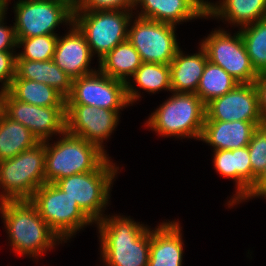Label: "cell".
I'll return each instance as SVG.
<instances>
[{
    "label": "cell",
    "mask_w": 266,
    "mask_h": 266,
    "mask_svg": "<svg viewBox=\"0 0 266 266\" xmlns=\"http://www.w3.org/2000/svg\"><path fill=\"white\" fill-rule=\"evenodd\" d=\"M5 13L0 17V52L1 51H15L17 49V38L15 34L14 25L7 26L4 23L6 19Z\"/></svg>",
    "instance_id": "e575fe53"
},
{
    "label": "cell",
    "mask_w": 266,
    "mask_h": 266,
    "mask_svg": "<svg viewBox=\"0 0 266 266\" xmlns=\"http://www.w3.org/2000/svg\"><path fill=\"white\" fill-rule=\"evenodd\" d=\"M236 193L227 201L228 208L241 203L253 187V172L248 147L234 149Z\"/></svg>",
    "instance_id": "f546056e"
},
{
    "label": "cell",
    "mask_w": 266,
    "mask_h": 266,
    "mask_svg": "<svg viewBox=\"0 0 266 266\" xmlns=\"http://www.w3.org/2000/svg\"><path fill=\"white\" fill-rule=\"evenodd\" d=\"M207 18L221 19L239 29L266 18V0H219L207 7Z\"/></svg>",
    "instance_id": "44dd1931"
},
{
    "label": "cell",
    "mask_w": 266,
    "mask_h": 266,
    "mask_svg": "<svg viewBox=\"0 0 266 266\" xmlns=\"http://www.w3.org/2000/svg\"><path fill=\"white\" fill-rule=\"evenodd\" d=\"M16 38L58 35L54 30L73 24V12L65 5L49 0H18L13 4Z\"/></svg>",
    "instance_id": "8fae6325"
},
{
    "label": "cell",
    "mask_w": 266,
    "mask_h": 266,
    "mask_svg": "<svg viewBox=\"0 0 266 266\" xmlns=\"http://www.w3.org/2000/svg\"><path fill=\"white\" fill-rule=\"evenodd\" d=\"M1 111L27 127L39 142L50 141L52 136L66 132V106H37L19 101L9 91H4Z\"/></svg>",
    "instance_id": "7c38bea8"
},
{
    "label": "cell",
    "mask_w": 266,
    "mask_h": 266,
    "mask_svg": "<svg viewBox=\"0 0 266 266\" xmlns=\"http://www.w3.org/2000/svg\"><path fill=\"white\" fill-rule=\"evenodd\" d=\"M255 197H264V199H266V169L257 179L249 194L241 202H245V200H249Z\"/></svg>",
    "instance_id": "8d00e7d4"
},
{
    "label": "cell",
    "mask_w": 266,
    "mask_h": 266,
    "mask_svg": "<svg viewBox=\"0 0 266 266\" xmlns=\"http://www.w3.org/2000/svg\"><path fill=\"white\" fill-rule=\"evenodd\" d=\"M204 121L264 122L254 83L238 84L230 92L205 105Z\"/></svg>",
    "instance_id": "9a60e30c"
},
{
    "label": "cell",
    "mask_w": 266,
    "mask_h": 266,
    "mask_svg": "<svg viewBox=\"0 0 266 266\" xmlns=\"http://www.w3.org/2000/svg\"><path fill=\"white\" fill-rule=\"evenodd\" d=\"M133 18L129 22L127 40L137 50L141 61L169 65L180 49L176 25Z\"/></svg>",
    "instance_id": "9c48e42d"
},
{
    "label": "cell",
    "mask_w": 266,
    "mask_h": 266,
    "mask_svg": "<svg viewBox=\"0 0 266 266\" xmlns=\"http://www.w3.org/2000/svg\"><path fill=\"white\" fill-rule=\"evenodd\" d=\"M98 68L103 74L127 82L142 61L137 50L126 40L115 46L98 61Z\"/></svg>",
    "instance_id": "cb8c5ba5"
},
{
    "label": "cell",
    "mask_w": 266,
    "mask_h": 266,
    "mask_svg": "<svg viewBox=\"0 0 266 266\" xmlns=\"http://www.w3.org/2000/svg\"><path fill=\"white\" fill-rule=\"evenodd\" d=\"M59 137L58 141H46L45 183L95 171L109 158V154L98 145L83 138L67 132Z\"/></svg>",
    "instance_id": "3957f363"
},
{
    "label": "cell",
    "mask_w": 266,
    "mask_h": 266,
    "mask_svg": "<svg viewBox=\"0 0 266 266\" xmlns=\"http://www.w3.org/2000/svg\"><path fill=\"white\" fill-rule=\"evenodd\" d=\"M105 266H147L151 228L124 215H105L96 223Z\"/></svg>",
    "instance_id": "6da1fadb"
},
{
    "label": "cell",
    "mask_w": 266,
    "mask_h": 266,
    "mask_svg": "<svg viewBox=\"0 0 266 266\" xmlns=\"http://www.w3.org/2000/svg\"><path fill=\"white\" fill-rule=\"evenodd\" d=\"M46 141L0 162V202L30 200L45 183ZM2 188V189H1Z\"/></svg>",
    "instance_id": "8992f818"
},
{
    "label": "cell",
    "mask_w": 266,
    "mask_h": 266,
    "mask_svg": "<svg viewBox=\"0 0 266 266\" xmlns=\"http://www.w3.org/2000/svg\"><path fill=\"white\" fill-rule=\"evenodd\" d=\"M179 221L158 224L151 229V245L147 266H182L184 241Z\"/></svg>",
    "instance_id": "ac0fdd59"
},
{
    "label": "cell",
    "mask_w": 266,
    "mask_h": 266,
    "mask_svg": "<svg viewBox=\"0 0 266 266\" xmlns=\"http://www.w3.org/2000/svg\"><path fill=\"white\" fill-rule=\"evenodd\" d=\"M0 214L15 254L32 257L38 262L39 256L63 244L30 200L1 201Z\"/></svg>",
    "instance_id": "7a4b0ae2"
},
{
    "label": "cell",
    "mask_w": 266,
    "mask_h": 266,
    "mask_svg": "<svg viewBox=\"0 0 266 266\" xmlns=\"http://www.w3.org/2000/svg\"><path fill=\"white\" fill-rule=\"evenodd\" d=\"M131 77L132 80L129 79L126 82V94L130 105H133L141 98V92L135 88L137 86L138 89L140 87V90L153 94L162 90L172 92L169 65L142 62L141 66Z\"/></svg>",
    "instance_id": "603a6c76"
},
{
    "label": "cell",
    "mask_w": 266,
    "mask_h": 266,
    "mask_svg": "<svg viewBox=\"0 0 266 266\" xmlns=\"http://www.w3.org/2000/svg\"><path fill=\"white\" fill-rule=\"evenodd\" d=\"M258 93L259 110L261 116L266 119V72L259 73L254 81Z\"/></svg>",
    "instance_id": "d590c367"
},
{
    "label": "cell",
    "mask_w": 266,
    "mask_h": 266,
    "mask_svg": "<svg viewBox=\"0 0 266 266\" xmlns=\"http://www.w3.org/2000/svg\"><path fill=\"white\" fill-rule=\"evenodd\" d=\"M120 110H107L84 104H66V132L104 149V141L119 124Z\"/></svg>",
    "instance_id": "5bb4252c"
},
{
    "label": "cell",
    "mask_w": 266,
    "mask_h": 266,
    "mask_svg": "<svg viewBox=\"0 0 266 266\" xmlns=\"http://www.w3.org/2000/svg\"><path fill=\"white\" fill-rule=\"evenodd\" d=\"M133 13V10H77L73 13V24L85 36L93 56L97 54L99 61L127 40Z\"/></svg>",
    "instance_id": "52a82bcc"
},
{
    "label": "cell",
    "mask_w": 266,
    "mask_h": 266,
    "mask_svg": "<svg viewBox=\"0 0 266 266\" xmlns=\"http://www.w3.org/2000/svg\"><path fill=\"white\" fill-rule=\"evenodd\" d=\"M30 201L37 208L39 215L66 243L77 232L95 224L67 193L54 183L42 184L34 193Z\"/></svg>",
    "instance_id": "ba28073f"
},
{
    "label": "cell",
    "mask_w": 266,
    "mask_h": 266,
    "mask_svg": "<svg viewBox=\"0 0 266 266\" xmlns=\"http://www.w3.org/2000/svg\"><path fill=\"white\" fill-rule=\"evenodd\" d=\"M210 4L208 0H135L134 14L143 19L177 26L194 19H208L207 7ZM137 7L142 10L137 11Z\"/></svg>",
    "instance_id": "2e32d148"
},
{
    "label": "cell",
    "mask_w": 266,
    "mask_h": 266,
    "mask_svg": "<svg viewBox=\"0 0 266 266\" xmlns=\"http://www.w3.org/2000/svg\"><path fill=\"white\" fill-rule=\"evenodd\" d=\"M199 46V51L190 55L183 53L180 48L169 64L172 92L196 94L200 78L208 61L205 50L201 45Z\"/></svg>",
    "instance_id": "ffe728a7"
},
{
    "label": "cell",
    "mask_w": 266,
    "mask_h": 266,
    "mask_svg": "<svg viewBox=\"0 0 266 266\" xmlns=\"http://www.w3.org/2000/svg\"><path fill=\"white\" fill-rule=\"evenodd\" d=\"M159 108L151 113L144 127H149L159 136L200 140L205 104L195 93L171 92Z\"/></svg>",
    "instance_id": "277c9868"
},
{
    "label": "cell",
    "mask_w": 266,
    "mask_h": 266,
    "mask_svg": "<svg viewBox=\"0 0 266 266\" xmlns=\"http://www.w3.org/2000/svg\"><path fill=\"white\" fill-rule=\"evenodd\" d=\"M2 91L0 90V111H1V97H2Z\"/></svg>",
    "instance_id": "ab89813d"
},
{
    "label": "cell",
    "mask_w": 266,
    "mask_h": 266,
    "mask_svg": "<svg viewBox=\"0 0 266 266\" xmlns=\"http://www.w3.org/2000/svg\"><path fill=\"white\" fill-rule=\"evenodd\" d=\"M65 36H58L53 61L72 79L95 72L91 68L93 54L85 36L72 24ZM90 68V69H89Z\"/></svg>",
    "instance_id": "e0dca14e"
},
{
    "label": "cell",
    "mask_w": 266,
    "mask_h": 266,
    "mask_svg": "<svg viewBox=\"0 0 266 266\" xmlns=\"http://www.w3.org/2000/svg\"><path fill=\"white\" fill-rule=\"evenodd\" d=\"M11 0H0V17H2L8 10V2Z\"/></svg>",
    "instance_id": "f35d334b"
},
{
    "label": "cell",
    "mask_w": 266,
    "mask_h": 266,
    "mask_svg": "<svg viewBox=\"0 0 266 266\" xmlns=\"http://www.w3.org/2000/svg\"><path fill=\"white\" fill-rule=\"evenodd\" d=\"M13 79H29L44 83L65 99L72 91V78L61 70L53 61H31L16 58V74Z\"/></svg>",
    "instance_id": "7402d4cb"
},
{
    "label": "cell",
    "mask_w": 266,
    "mask_h": 266,
    "mask_svg": "<svg viewBox=\"0 0 266 266\" xmlns=\"http://www.w3.org/2000/svg\"><path fill=\"white\" fill-rule=\"evenodd\" d=\"M250 162L253 172V186L266 169V125L258 126L248 144Z\"/></svg>",
    "instance_id": "4dcf8cb0"
},
{
    "label": "cell",
    "mask_w": 266,
    "mask_h": 266,
    "mask_svg": "<svg viewBox=\"0 0 266 266\" xmlns=\"http://www.w3.org/2000/svg\"><path fill=\"white\" fill-rule=\"evenodd\" d=\"M255 71L266 72V18L239 29Z\"/></svg>",
    "instance_id": "83f0119b"
},
{
    "label": "cell",
    "mask_w": 266,
    "mask_h": 266,
    "mask_svg": "<svg viewBox=\"0 0 266 266\" xmlns=\"http://www.w3.org/2000/svg\"><path fill=\"white\" fill-rule=\"evenodd\" d=\"M66 104H84L107 110H123L130 103L126 82L111 78L99 69L72 80V91Z\"/></svg>",
    "instance_id": "4fadbf2b"
},
{
    "label": "cell",
    "mask_w": 266,
    "mask_h": 266,
    "mask_svg": "<svg viewBox=\"0 0 266 266\" xmlns=\"http://www.w3.org/2000/svg\"><path fill=\"white\" fill-rule=\"evenodd\" d=\"M57 40L58 35L17 38V48H22L23 51L16 53V58L31 61L51 60L54 56Z\"/></svg>",
    "instance_id": "f1b7e54d"
},
{
    "label": "cell",
    "mask_w": 266,
    "mask_h": 266,
    "mask_svg": "<svg viewBox=\"0 0 266 266\" xmlns=\"http://www.w3.org/2000/svg\"><path fill=\"white\" fill-rule=\"evenodd\" d=\"M264 122L204 121L199 141L216 150H234L247 147L254 130Z\"/></svg>",
    "instance_id": "d6986e66"
},
{
    "label": "cell",
    "mask_w": 266,
    "mask_h": 266,
    "mask_svg": "<svg viewBox=\"0 0 266 266\" xmlns=\"http://www.w3.org/2000/svg\"><path fill=\"white\" fill-rule=\"evenodd\" d=\"M49 1L61 3L65 5L67 8H69L73 13L79 10L82 2V0H49Z\"/></svg>",
    "instance_id": "74e56055"
},
{
    "label": "cell",
    "mask_w": 266,
    "mask_h": 266,
    "mask_svg": "<svg viewBox=\"0 0 266 266\" xmlns=\"http://www.w3.org/2000/svg\"><path fill=\"white\" fill-rule=\"evenodd\" d=\"M135 0H82L79 10H134Z\"/></svg>",
    "instance_id": "836d02e7"
},
{
    "label": "cell",
    "mask_w": 266,
    "mask_h": 266,
    "mask_svg": "<svg viewBox=\"0 0 266 266\" xmlns=\"http://www.w3.org/2000/svg\"><path fill=\"white\" fill-rule=\"evenodd\" d=\"M37 143L38 139L27 127L0 111V162L14 158Z\"/></svg>",
    "instance_id": "d4e9b609"
},
{
    "label": "cell",
    "mask_w": 266,
    "mask_h": 266,
    "mask_svg": "<svg viewBox=\"0 0 266 266\" xmlns=\"http://www.w3.org/2000/svg\"><path fill=\"white\" fill-rule=\"evenodd\" d=\"M110 158L95 171L74 174L54 183L76 200L79 208L95 224L106 215L104 212L109 206L111 187L120 169Z\"/></svg>",
    "instance_id": "5b68a950"
},
{
    "label": "cell",
    "mask_w": 266,
    "mask_h": 266,
    "mask_svg": "<svg viewBox=\"0 0 266 266\" xmlns=\"http://www.w3.org/2000/svg\"><path fill=\"white\" fill-rule=\"evenodd\" d=\"M16 51L0 52V90L8 91L16 74Z\"/></svg>",
    "instance_id": "d6a6232c"
},
{
    "label": "cell",
    "mask_w": 266,
    "mask_h": 266,
    "mask_svg": "<svg viewBox=\"0 0 266 266\" xmlns=\"http://www.w3.org/2000/svg\"><path fill=\"white\" fill-rule=\"evenodd\" d=\"M199 44L205 50L208 61L222 67L239 84L254 83L258 77L240 31L232 36L224 28L214 29Z\"/></svg>",
    "instance_id": "30bf717a"
},
{
    "label": "cell",
    "mask_w": 266,
    "mask_h": 266,
    "mask_svg": "<svg viewBox=\"0 0 266 266\" xmlns=\"http://www.w3.org/2000/svg\"><path fill=\"white\" fill-rule=\"evenodd\" d=\"M17 100L42 106H66V99L54 88L34 80L13 79L8 90Z\"/></svg>",
    "instance_id": "484cf974"
},
{
    "label": "cell",
    "mask_w": 266,
    "mask_h": 266,
    "mask_svg": "<svg viewBox=\"0 0 266 266\" xmlns=\"http://www.w3.org/2000/svg\"><path fill=\"white\" fill-rule=\"evenodd\" d=\"M238 84L222 67L207 61L196 95L206 105L212 99L230 92Z\"/></svg>",
    "instance_id": "4316f807"
},
{
    "label": "cell",
    "mask_w": 266,
    "mask_h": 266,
    "mask_svg": "<svg viewBox=\"0 0 266 266\" xmlns=\"http://www.w3.org/2000/svg\"><path fill=\"white\" fill-rule=\"evenodd\" d=\"M213 153V166L216 172L225 178L233 179L236 185L234 150H216Z\"/></svg>",
    "instance_id": "1f68e13d"
}]
</instances>
